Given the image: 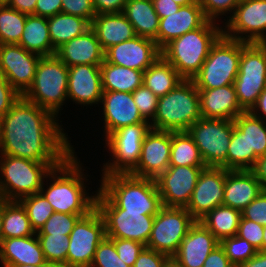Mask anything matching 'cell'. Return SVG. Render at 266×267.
Segmentation results:
<instances>
[{
	"label": "cell",
	"mask_w": 266,
	"mask_h": 267,
	"mask_svg": "<svg viewBox=\"0 0 266 267\" xmlns=\"http://www.w3.org/2000/svg\"><path fill=\"white\" fill-rule=\"evenodd\" d=\"M57 119L21 96L1 116L0 154L37 162H63L74 148Z\"/></svg>",
	"instance_id": "obj_1"
},
{
	"label": "cell",
	"mask_w": 266,
	"mask_h": 267,
	"mask_svg": "<svg viewBox=\"0 0 266 267\" xmlns=\"http://www.w3.org/2000/svg\"><path fill=\"white\" fill-rule=\"evenodd\" d=\"M75 150L57 167H54L47 178L51 180L47 189L44 182L41 193L51 204L54 212L77 214L82 217L95 208V195L86 192L84 181H88L83 175L82 164L77 159Z\"/></svg>",
	"instance_id": "obj_2"
},
{
	"label": "cell",
	"mask_w": 266,
	"mask_h": 267,
	"mask_svg": "<svg viewBox=\"0 0 266 267\" xmlns=\"http://www.w3.org/2000/svg\"><path fill=\"white\" fill-rule=\"evenodd\" d=\"M222 35L223 26L208 20L202 27L172 40L161 50V55L183 79L192 80Z\"/></svg>",
	"instance_id": "obj_3"
},
{
	"label": "cell",
	"mask_w": 266,
	"mask_h": 267,
	"mask_svg": "<svg viewBox=\"0 0 266 267\" xmlns=\"http://www.w3.org/2000/svg\"><path fill=\"white\" fill-rule=\"evenodd\" d=\"M100 189L126 212L156 215L162 207L155 179L130 173L102 174Z\"/></svg>",
	"instance_id": "obj_4"
},
{
	"label": "cell",
	"mask_w": 266,
	"mask_h": 267,
	"mask_svg": "<svg viewBox=\"0 0 266 267\" xmlns=\"http://www.w3.org/2000/svg\"><path fill=\"white\" fill-rule=\"evenodd\" d=\"M202 118L200 95L192 80L181 81L170 92L158 98L151 128L170 132H186Z\"/></svg>",
	"instance_id": "obj_5"
},
{
	"label": "cell",
	"mask_w": 266,
	"mask_h": 267,
	"mask_svg": "<svg viewBox=\"0 0 266 267\" xmlns=\"http://www.w3.org/2000/svg\"><path fill=\"white\" fill-rule=\"evenodd\" d=\"M0 198L19 201L41 191L47 175L62 162H37L0 154Z\"/></svg>",
	"instance_id": "obj_6"
},
{
	"label": "cell",
	"mask_w": 266,
	"mask_h": 267,
	"mask_svg": "<svg viewBox=\"0 0 266 267\" xmlns=\"http://www.w3.org/2000/svg\"><path fill=\"white\" fill-rule=\"evenodd\" d=\"M68 89V67L56 56L40 58L33 83L24 98L48 110L56 118L63 110Z\"/></svg>",
	"instance_id": "obj_7"
},
{
	"label": "cell",
	"mask_w": 266,
	"mask_h": 267,
	"mask_svg": "<svg viewBox=\"0 0 266 267\" xmlns=\"http://www.w3.org/2000/svg\"><path fill=\"white\" fill-rule=\"evenodd\" d=\"M242 41L222 35L211 47L199 72L193 77L197 89H214L234 84L238 74Z\"/></svg>",
	"instance_id": "obj_8"
},
{
	"label": "cell",
	"mask_w": 266,
	"mask_h": 267,
	"mask_svg": "<svg viewBox=\"0 0 266 267\" xmlns=\"http://www.w3.org/2000/svg\"><path fill=\"white\" fill-rule=\"evenodd\" d=\"M96 192L95 207L104 220L106 237L135 240L146 246L155 215L126 212L120 209L100 188Z\"/></svg>",
	"instance_id": "obj_9"
},
{
	"label": "cell",
	"mask_w": 266,
	"mask_h": 267,
	"mask_svg": "<svg viewBox=\"0 0 266 267\" xmlns=\"http://www.w3.org/2000/svg\"><path fill=\"white\" fill-rule=\"evenodd\" d=\"M234 87L240 107L249 112L266 88V47L242 41L238 74Z\"/></svg>",
	"instance_id": "obj_10"
},
{
	"label": "cell",
	"mask_w": 266,
	"mask_h": 267,
	"mask_svg": "<svg viewBox=\"0 0 266 267\" xmlns=\"http://www.w3.org/2000/svg\"><path fill=\"white\" fill-rule=\"evenodd\" d=\"M233 120L200 118L186 131L197 145L206 167L227 169V152Z\"/></svg>",
	"instance_id": "obj_11"
},
{
	"label": "cell",
	"mask_w": 266,
	"mask_h": 267,
	"mask_svg": "<svg viewBox=\"0 0 266 267\" xmlns=\"http://www.w3.org/2000/svg\"><path fill=\"white\" fill-rule=\"evenodd\" d=\"M150 129V123H138L110 133L105 146L112 159L103 165L102 174L130 173L140 160L142 142Z\"/></svg>",
	"instance_id": "obj_12"
},
{
	"label": "cell",
	"mask_w": 266,
	"mask_h": 267,
	"mask_svg": "<svg viewBox=\"0 0 266 267\" xmlns=\"http://www.w3.org/2000/svg\"><path fill=\"white\" fill-rule=\"evenodd\" d=\"M195 222L185 207L162 206L154 217L151 235L145 247L171 257Z\"/></svg>",
	"instance_id": "obj_13"
},
{
	"label": "cell",
	"mask_w": 266,
	"mask_h": 267,
	"mask_svg": "<svg viewBox=\"0 0 266 267\" xmlns=\"http://www.w3.org/2000/svg\"><path fill=\"white\" fill-rule=\"evenodd\" d=\"M105 237L104 220L95 207L77 221L69 235L67 267H90L96 248Z\"/></svg>",
	"instance_id": "obj_14"
},
{
	"label": "cell",
	"mask_w": 266,
	"mask_h": 267,
	"mask_svg": "<svg viewBox=\"0 0 266 267\" xmlns=\"http://www.w3.org/2000/svg\"><path fill=\"white\" fill-rule=\"evenodd\" d=\"M223 24V35L227 38L262 43L266 40V0H240Z\"/></svg>",
	"instance_id": "obj_15"
},
{
	"label": "cell",
	"mask_w": 266,
	"mask_h": 267,
	"mask_svg": "<svg viewBox=\"0 0 266 267\" xmlns=\"http://www.w3.org/2000/svg\"><path fill=\"white\" fill-rule=\"evenodd\" d=\"M206 166H169L156 179L162 206L186 207Z\"/></svg>",
	"instance_id": "obj_16"
},
{
	"label": "cell",
	"mask_w": 266,
	"mask_h": 267,
	"mask_svg": "<svg viewBox=\"0 0 266 267\" xmlns=\"http://www.w3.org/2000/svg\"><path fill=\"white\" fill-rule=\"evenodd\" d=\"M41 57L19 44L0 45V72L21 96L31 87Z\"/></svg>",
	"instance_id": "obj_17"
},
{
	"label": "cell",
	"mask_w": 266,
	"mask_h": 267,
	"mask_svg": "<svg viewBox=\"0 0 266 267\" xmlns=\"http://www.w3.org/2000/svg\"><path fill=\"white\" fill-rule=\"evenodd\" d=\"M227 171L222 167H206L200 173L190 202L185 207L196 221L223 205Z\"/></svg>",
	"instance_id": "obj_18"
},
{
	"label": "cell",
	"mask_w": 266,
	"mask_h": 267,
	"mask_svg": "<svg viewBox=\"0 0 266 267\" xmlns=\"http://www.w3.org/2000/svg\"><path fill=\"white\" fill-rule=\"evenodd\" d=\"M172 132L150 129L141 148V156L131 175L156 179L170 163Z\"/></svg>",
	"instance_id": "obj_19"
},
{
	"label": "cell",
	"mask_w": 266,
	"mask_h": 267,
	"mask_svg": "<svg viewBox=\"0 0 266 267\" xmlns=\"http://www.w3.org/2000/svg\"><path fill=\"white\" fill-rule=\"evenodd\" d=\"M161 55V50L153 39L135 36L114 45L104 52V60L140 71H145Z\"/></svg>",
	"instance_id": "obj_20"
},
{
	"label": "cell",
	"mask_w": 266,
	"mask_h": 267,
	"mask_svg": "<svg viewBox=\"0 0 266 267\" xmlns=\"http://www.w3.org/2000/svg\"><path fill=\"white\" fill-rule=\"evenodd\" d=\"M103 109L105 138L112 132L131 124L150 123L138 111L132 93L103 91L100 101Z\"/></svg>",
	"instance_id": "obj_21"
},
{
	"label": "cell",
	"mask_w": 266,
	"mask_h": 267,
	"mask_svg": "<svg viewBox=\"0 0 266 267\" xmlns=\"http://www.w3.org/2000/svg\"><path fill=\"white\" fill-rule=\"evenodd\" d=\"M102 95L100 66L81 64L68 67V99L88 107L100 104Z\"/></svg>",
	"instance_id": "obj_22"
},
{
	"label": "cell",
	"mask_w": 266,
	"mask_h": 267,
	"mask_svg": "<svg viewBox=\"0 0 266 267\" xmlns=\"http://www.w3.org/2000/svg\"><path fill=\"white\" fill-rule=\"evenodd\" d=\"M208 21L199 3L181 6L167 17L160 18L157 34V46L162 50L172 40L185 33L202 27Z\"/></svg>",
	"instance_id": "obj_23"
},
{
	"label": "cell",
	"mask_w": 266,
	"mask_h": 267,
	"mask_svg": "<svg viewBox=\"0 0 266 267\" xmlns=\"http://www.w3.org/2000/svg\"><path fill=\"white\" fill-rule=\"evenodd\" d=\"M218 245L219 241L215 236L201 221H196L173 257L183 267H203L211 251Z\"/></svg>",
	"instance_id": "obj_24"
},
{
	"label": "cell",
	"mask_w": 266,
	"mask_h": 267,
	"mask_svg": "<svg viewBox=\"0 0 266 267\" xmlns=\"http://www.w3.org/2000/svg\"><path fill=\"white\" fill-rule=\"evenodd\" d=\"M198 91L202 118L234 120L245 112L240 107L233 84Z\"/></svg>",
	"instance_id": "obj_25"
},
{
	"label": "cell",
	"mask_w": 266,
	"mask_h": 267,
	"mask_svg": "<svg viewBox=\"0 0 266 267\" xmlns=\"http://www.w3.org/2000/svg\"><path fill=\"white\" fill-rule=\"evenodd\" d=\"M55 55L67 67L81 64L100 66L104 62V50L92 29L62 44Z\"/></svg>",
	"instance_id": "obj_26"
},
{
	"label": "cell",
	"mask_w": 266,
	"mask_h": 267,
	"mask_svg": "<svg viewBox=\"0 0 266 267\" xmlns=\"http://www.w3.org/2000/svg\"><path fill=\"white\" fill-rule=\"evenodd\" d=\"M263 191L251 170H228L223 205L242 211Z\"/></svg>",
	"instance_id": "obj_27"
},
{
	"label": "cell",
	"mask_w": 266,
	"mask_h": 267,
	"mask_svg": "<svg viewBox=\"0 0 266 267\" xmlns=\"http://www.w3.org/2000/svg\"><path fill=\"white\" fill-rule=\"evenodd\" d=\"M0 262L3 267L11 265H40L46 262L37 235L2 240Z\"/></svg>",
	"instance_id": "obj_28"
},
{
	"label": "cell",
	"mask_w": 266,
	"mask_h": 267,
	"mask_svg": "<svg viewBox=\"0 0 266 267\" xmlns=\"http://www.w3.org/2000/svg\"><path fill=\"white\" fill-rule=\"evenodd\" d=\"M91 29L95 32L104 52L137 36L132 24L122 12L96 15L91 22Z\"/></svg>",
	"instance_id": "obj_29"
},
{
	"label": "cell",
	"mask_w": 266,
	"mask_h": 267,
	"mask_svg": "<svg viewBox=\"0 0 266 267\" xmlns=\"http://www.w3.org/2000/svg\"><path fill=\"white\" fill-rule=\"evenodd\" d=\"M233 121L234 125L245 135L247 170H251L258 157L266 154V122L250 112H243Z\"/></svg>",
	"instance_id": "obj_30"
},
{
	"label": "cell",
	"mask_w": 266,
	"mask_h": 267,
	"mask_svg": "<svg viewBox=\"0 0 266 267\" xmlns=\"http://www.w3.org/2000/svg\"><path fill=\"white\" fill-rule=\"evenodd\" d=\"M122 13L132 24L136 35L153 39L157 45L160 19L152 0H128Z\"/></svg>",
	"instance_id": "obj_31"
},
{
	"label": "cell",
	"mask_w": 266,
	"mask_h": 267,
	"mask_svg": "<svg viewBox=\"0 0 266 267\" xmlns=\"http://www.w3.org/2000/svg\"><path fill=\"white\" fill-rule=\"evenodd\" d=\"M19 45L42 57L55 55L56 50L51 43L47 18L27 15Z\"/></svg>",
	"instance_id": "obj_32"
},
{
	"label": "cell",
	"mask_w": 266,
	"mask_h": 267,
	"mask_svg": "<svg viewBox=\"0 0 266 267\" xmlns=\"http://www.w3.org/2000/svg\"><path fill=\"white\" fill-rule=\"evenodd\" d=\"M103 91L133 93L143 85V71L104 62L100 65Z\"/></svg>",
	"instance_id": "obj_33"
},
{
	"label": "cell",
	"mask_w": 266,
	"mask_h": 267,
	"mask_svg": "<svg viewBox=\"0 0 266 267\" xmlns=\"http://www.w3.org/2000/svg\"><path fill=\"white\" fill-rule=\"evenodd\" d=\"M50 39L56 50L65 42L85 34L91 29V22L71 14L58 13L47 18Z\"/></svg>",
	"instance_id": "obj_34"
},
{
	"label": "cell",
	"mask_w": 266,
	"mask_h": 267,
	"mask_svg": "<svg viewBox=\"0 0 266 267\" xmlns=\"http://www.w3.org/2000/svg\"><path fill=\"white\" fill-rule=\"evenodd\" d=\"M183 80L177 70L162 55L143 74V85L158 98L170 92Z\"/></svg>",
	"instance_id": "obj_35"
},
{
	"label": "cell",
	"mask_w": 266,
	"mask_h": 267,
	"mask_svg": "<svg viewBox=\"0 0 266 267\" xmlns=\"http://www.w3.org/2000/svg\"><path fill=\"white\" fill-rule=\"evenodd\" d=\"M241 219V211L229 206L219 205L200 221L220 242L235 236Z\"/></svg>",
	"instance_id": "obj_36"
},
{
	"label": "cell",
	"mask_w": 266,
	"mask_h": 267,
	"mask_svg": "<svg viewBox=\"0 0 266 267\" xmlns=\"http://www.w3.org/2000/svg\"><path fill=\"white\" fill-rule=\"evenodd\" d=\"M2 233L3 239L28 237L36 234L31 226L25 208L19 201H8L4 199Z\"/></svg>",
	"instance_id": "obj_37"
},
{
	"label": "cell",
	"mask_w": 266,
	"mask_h": 267,
	"mask_svg": "<svg viewBox=\"0 0 266 267\" xmlns=\"http://www.w3.org/2000/svg\"><path fill=\"white\" fill-rule=\"evenodd\" d=\"M169 166H206L187 132H172Z\"/></svg>",
	"instance_id": "obj_38"
},
{
	"label": "cell",
	"mask_w": 266,
	"mask_h": 267,
	"mask_svg": "<svg viewBox=\"0 0 266 267\" xmlns=\"http://www.w3.org/2000/svg\"><path fill=\"white\" fill-rule=\"evenodd\" d=\"M27 15L8 5L0 6V45L19 44Z\"/></svg>",
	"instance_id": "obj_39"
},
{
	"label": "cell",
	"mask_w": 266,
	"mask_h": 267,
	"mask_svg": "<svg viewBox=\"0 0 266 267\" xmlns=\"http://www.w3.org/2000/svg\"><path fill=\"white\" fill-rule=\"evenodd\" d=\"M47 262L67 267V252L69 248V236L36 234Z\"/></svg>",
	"instance_id": "obj_40"
},
{
	"label": "cell",
	"mask_w": 266,
	"mask_h": 267,
	"mask_svg": "<svg viewBox=\"0 0 266 267\" xmlns=\"http://www.w3.org/2000/svg\"><path fill=\"white\" fill-rule=\"evenodd\" d=\"M19 202L25 208L35 232H38L54 213L53 207L41 192L23 197Z\"/></svg>",
	"instance_id": "obj_41"
},
{
	"label": "cell",
	"mask_w": 266,
	"mask_h": 267,
	"mask_svg": "<svg viewBox=\"0 0 266 267\" xmlns=\"http://www.w3.org/2000/svg\"><path fill=\"white\" fill-rule=\"evenodd\" d=\"M229 261L237 267L256 255L258 250L246 239L237 235L225 238L219 242Z\"/></svg>",
	"instance_id": "obj_42"
},
{
	"label": "cell",
	"mask_w": 266,
	"mask_h": 267,
	"mask_svg": "<svg viewBox=\"0 0 266 267\" xmlns=\"http://www.w3.org/2000/svg\"><path fill=\"white\" fill-rule=\"evenodd\" d=\"M227 170H247V143L245 135L234 125L227 152Z\"/></svg>",
	"instance_id": "obj_43"
},
{
	"label": "cell",
	"mask_w": 266,
	"mask_h": 267,
	"mask_svg": "<svg viewBox=\"0 0 266 267\" xmlns=\"http://www.w3.org/2000/svg\"><path fill=\"white\" fill-rule=\"evenodd\" d=\"M81 215L54 212L36 234L69 236Z\"/></svg>",
	"instance_id": "obj_44"
},
{
	"label": "cell",
	"mask_w": 266,
	"mask_h": 267,
	"mask_svg": "<svg viewBox=\"0 0 266 267\" xmlns=\"http://www.w3.org/2000/svg\"><path fill=\"white\" fill-rule=\"evenodd\" d=\"M90 267H130L117 254L114 243L107 237L98 245Z\"/></svg>",
	"instance_id": "obj_45"
},
{
	"label": "cell",
	"mask_w": 266,
	"mask_h": 267,
	"mask_svg": "<svg viewBox=\"0 0 266 267\" xmlns=\"http://www.w3.org/2000/svg\"><path fill=\"white\" fill-rule=\"evenodd\" d=\"M132 95L142 118L151 123L155 117L158 97L144 85L138 87Z\"/></svg>",
	"instance_id": "obj_46"
},
{
	"label": "cell",
	"mask_w": 266,
	"mask_h": 267,
	"mask_svg": "<svg viewBox=\"0 0 266 267\" xmlns=\"http://www.w3.org/2000/svg\"><path fill=\"white\" fill-rule=\"evenodd\" d=\"M208 20L216 22L219 16L233 14L240 0H198ZM229 12V13H228Z\"/></svg>",
	"instance_id": "obj_47"
},
{
	"label": "cell",
	"mask_w": 266,
	"mask_h": 267,
	"mask_svg": "<svg viewBox=\"0 0 266 267\" xmlns=\"http://www.w3.org/2000/svg\"><path fill=\"white\" fill-rule=\"evenodd\" d=\"M115 245L117 254L128 266L133 267L139 253L145 247L144 244L135 240L109 238Z\"/></svg>",
	"instance_id": "obj_48"
},
{
	"label": "cell",
	"mask_w": 266,
	"mask_h": 267,
	"mask_svg": "<svg viewBox=\"0 0 266 267\" xmlns=\"http://www.w3.org/2000/svg\"><path fill=\"white\" fill-rule=\"evenodd\" d=\"M264 226L241 216L237 236L246 239L258 251H262Z\"/></svg>",
	"instance_id": "obj_49"
},
{
	"label": "cell",
	"mask_w": 266,
	"mask_h": 267,
	"mask_svg": "<svg viewBox=\"0 0 266 267\" xmlns=\"http://www.w3.org/2000/svg\"><path fill=\"white\" fill-rule=\"evenodd\" d=\"M61 12L84 18L90 22L96 16L92 0H62Z\"/></svg>",
	"instance_id": "obj_50"
},
{
	"label": "cell",
	"mask_w": 266,
	"mask_h": 267,
	"mask_svg": "<svg viewBox=\"0 0 266 267\" xmlns=\"http://www.w3.org/2000/svg\"><path fill=\"white\" fill-rule=\"evenodd\" d=\"M241 216L266 226V191L263 190L242 211Z\"/></svg>",
	"instance_id": "obj_51"
},
{
	"label": "cell",
	"mask_w": 266,
	"mask_h": 267,
	"mask_svg": "<svg viewBox=\"0 0 266 267\" xmlns=\"http://www.w3.org/2000/svg\"><path fill=\"white\" fill-rule=\"evenodd\" d=\"M20 97L21 95L0 72V117L5 115Z\"/></svg>",
	"instance_id": "obj_52"
},
{
	"label": "cell",
	"mask_w": 266,
	"mask_h": 267,
	"mask_svg": "<svg viewBox=\"0 0 266 267\" xmlns=\"http://www.w3.org/2000/svg\"><path fill=\"white\" fill-rule=\"evenodd\" d=\"M168 257L166 254L144 247L133 267H164Z\"/></svg>",
	"instance_id": "obj_53"
},
{
	"label": "cell",
	"mask_w": 266,
	"mask_h": 267,
	"mask_svg": "<svg viewBox=\"0 0 266 267\" xmlns=\"http://www.w3.org/2000/svg\"><path fill=\"white\" fill-rule=\"evenodd\" d=\"M62 0H37L35 15L41 17H51L61 13Z\"/></svg>",
	"instance_id": "obj_54"
},
{
	"label": "cell",
	"mask_w": 266,
	"mask_h": 267,
	"mask_svg": "<svg viewBox=\"0 0 266 267\" xmlns=\"http://www.w3.org/2000/svg\"><path fill=\"white\" fill-rule=\"evenodd\" d=\"M128 0H92L96 15L104 13H120Z\"/></svg>",
	"instance_id": "obj_55"
},
{
	"label": "cell",
	"mask_w": 266,
	"mask_h": 267,
	"mask_svg": "<svg viewBox=\"0 0 266 267\" xmlns=\"http://www.w3.org/2000/svg\"><path fill=\"white\" fill-rule=\"evenodd\" d=\"M203 267H235L226 256L223 248L216 246L204 262Z\"/></svg>",
	"instance_id": "obj_56"
},
{
	"label": "cell",
	"mask_w": 266,
	"mask_h": 267,
	"mask_svg": "<svg viewBox=\"0 0 266 267\" xmlns=\"http://www.w3.org/2000/svg\"><path fill=\"white\" fill-rule=\"evenodd\" d=\"M154 9L160 18L169 16L180 9V5L173 0H152Z\"/></svg>",
	"instance_id": "obj_57"
},
{
	"label": "cell",
	"mask_w": 266,
	"mask_h": 267,
	"mask_svg": "<svg viewBox=\"0 0 266 267\" xmlns=\"http://www.w3.org/2000/svg\"><path fill=\"white\" fill-rule=\"evenodd\" d=\"M37 0H10L8 6L26 15H35Z\"/></svg>",
	"instance_id": "obj_58"
},
{
	"label": "cell",
	"mask_w": 266,
	"mask_h": 267,
	"mask_svg": "<svg viewBox=\"0 0 266 267\" xmlns=\"http://www.w3.org/2000/svg\"><path fill=\"white\" fill-rule=\"evenodd\" d=\"M251 171L260 182L262 189L266 191V154L258 157Z\"/></svg>",
	"instance_id": "obj_59"
},
{
	"label": "cell",
	"mask_w": 266,
	"mask_h": 267,
	"mask_svg": "<svg viewBox=\"0 0 266 267\" xmlns=\"http://www.w3.org/2000/svg\"><path fill=\"white\" fill-rule=\"evenodd\" d=\"M249 112L266 122V88L260 93L255 105Z\"/></svg>",
	"instance_id": "obj_60"
},
{
	"label": "cell",
	"mask_w": 266,
	"mask_h": 267,
	"mask_svg": "<svg viewBox=\"0 0 266 267\" xmlns=\"http://www.w3.org/2000/svg\"><path fill=\"white\" fill-rule=\"evenodd\" d=\"M237 267H266V252L258 251L255 256Z\"/></svg>",
	"instance_id": "obj_61"
},
{
	"label": "cell",
	"mask_w": 266,
	"mask_h": 267,
	"mask_svg": "<svg viewBox=\"0 0 266 267\" xmlns=\"http://www.w3.org/2000/svg\"><path fill=\"white\" fill-rule=\"evenodd\" d=\"M4 216V199L0 198V246L3 240L2 222Z\"/></svg>",
	"instance_id": "obj_62"
},
{
	"label": "cell",
	"mask_w": 266,
	"mask_h": 267,
	"mask_svg": "<svg viewBox=\"0 0 266 267\" xmlns=\"http://www.w3.org/2000/svg\"><path fill=\"white\" fill-rule=\"evenodd\" d=\"M9 267H59V266L46 261L45 263L40 264V265L21 264V265H11Z\"/></svg>",
	"instance_id": "obj_63"
},
{
	"label": "cell",
	"mask_w": 266,
	"mask_h": 267,
	"mask_svg": "<svg viewBox=\"0 0 266 267\" xmlns=\"http://www.w3.org/2000/svg\"><path fill=\"white\" fill-rule=\"evenodd\" d=\"M164 267H183L173 256L168 257Z\"/></svg>",
	"instance_id": "obj_64"
},
{
	"label": "cell",
	"mask_w": 266,
	"mask_h": 267,
	"mask_svg": "<svg viewBox=\"0 0 266 267\" xmlns=\"http://www.w3.org/2000/svg\"><path fill=\"white\" fill-rule=\"evenodd\" d=\"M173 1H175L180 6H187L198 2V0H173Z\"/></svg>",
	"instance_id": "obj_65"
},
{
	"label": "cell",
	"mask_w": 266,
	"mask_h": 267,
	"mask_svg": "<svg viewBox=\"0 0 266 267\" xmlns=\"http://www.w3.org/2000/svg\"><path fill=\"white\" fill-rule=\"evenodd\" d=\"M262 251L266 252V226L263 228Z\"/></svg>",
	"instance_id": "obj_66"
},
{
	"label": "cell",
	"mask_w": 266,
	"mask_h": 267,
	"mask_svg": "<svg viewBox=\"0 0 266 267\" xmlns=\"http://www.w3.org/2000/svg\"><path fill=\"white\" fill-rule=\"evenodd\" d=\"M10 0H0V6L2 5H8Z\"/></svg>",
	"instance_id": "obj_67"
},
{
	"label": "cell",
	"mask_w": 266,
	"mask_h": 267,
	"mask_svg": "<svg viewBox=\"0 0 266 267\" xmlns=\"http://www.w3.org/2000/svg\"><path fill=\"white\" fill-rule=\"evenodd\" d=\"M262 43H263V45L266 47V40H264Z\"/></svg>",
	"instance_id": "obj_68"
}]
</instances>
